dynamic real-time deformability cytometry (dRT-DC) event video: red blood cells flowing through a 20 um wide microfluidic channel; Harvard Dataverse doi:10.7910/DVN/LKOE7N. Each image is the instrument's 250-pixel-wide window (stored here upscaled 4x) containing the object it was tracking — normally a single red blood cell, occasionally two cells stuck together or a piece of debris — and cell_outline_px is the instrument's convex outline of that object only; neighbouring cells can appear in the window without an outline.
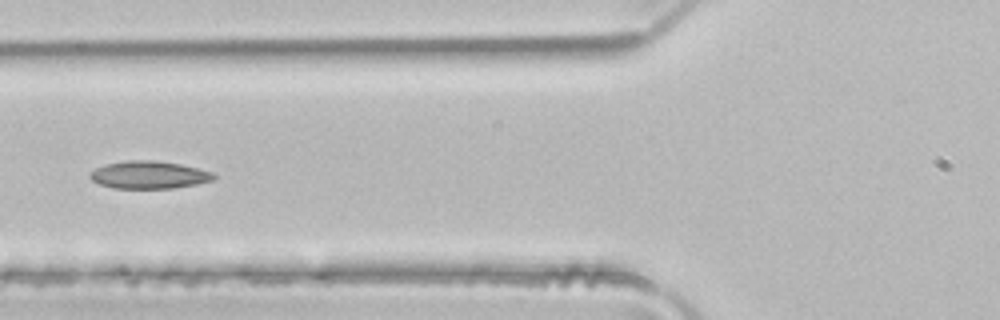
{"species": "common noctule bat (a hibernating species)", "species_latin": "Nyctalus noctula", "temperature_condition": "room temperature", "stored_images_in_passage": 4, "camera_frame_rate_fps": 3000, "um_per_image_px": 0.085, "animal": {"sex": "male", "body_mass_g": 21.5, "forearm_length_mm": 52.0}, "frame": {"image": 1, "passage_image": 4, "time_ms": 1.0, "image_size_px": [1000, 320], "cell_outline_px": [[220, 176], [216, 180], [196, 184], [172, 188], [112, 188], [100, 184], [92, 180], [88, 176], [96, 168], [104, 164], [128, 160], [152, 160], [180, 164], [212, 172]], "centroid_in_image_um": [12.7, 14.86], "position_along_channel_um": 113.1, "area_um2": 19.94}}